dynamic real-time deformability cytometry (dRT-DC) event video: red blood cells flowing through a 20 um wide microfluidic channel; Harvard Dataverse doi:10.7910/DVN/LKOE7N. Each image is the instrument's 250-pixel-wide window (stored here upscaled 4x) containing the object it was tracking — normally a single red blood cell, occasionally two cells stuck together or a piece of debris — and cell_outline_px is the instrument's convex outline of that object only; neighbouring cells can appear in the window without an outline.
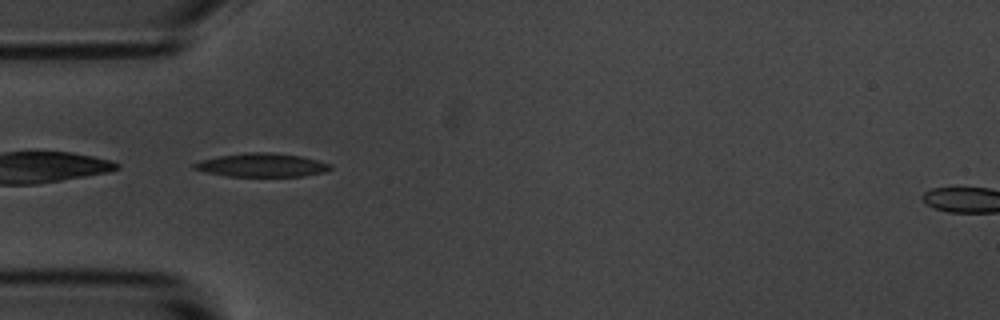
{"species": "common noctule bat (a hibernating species)", "species_latin": "Nyctalus noctula", "temperature_condition": "room temperature", "stored_images_in_passage": 4, "camera_frame_rate_fps": 3000, "um_per_image_px": 0.085, "animal": {"sex": "male", "body_mass_g": 20.1, "forearm_length_mm": 53.5}, "frame": {"image": 1, "passage_image": 1, "time_ms": 0.0, "image_size_px": [1000, 320], "cell_outline_px": [[332, 168], [324, 172], [304, 176], [228, 176], [204, 172], [192, 168], [192, 164], [200, 160], [220, 156], [244, 152], [272, 152], [300, 156], [332, 164]], "centroid_in_image_um": [22.23, 14.03], "position_along_channel_um": 62.8, "area_um2": 18.73}}